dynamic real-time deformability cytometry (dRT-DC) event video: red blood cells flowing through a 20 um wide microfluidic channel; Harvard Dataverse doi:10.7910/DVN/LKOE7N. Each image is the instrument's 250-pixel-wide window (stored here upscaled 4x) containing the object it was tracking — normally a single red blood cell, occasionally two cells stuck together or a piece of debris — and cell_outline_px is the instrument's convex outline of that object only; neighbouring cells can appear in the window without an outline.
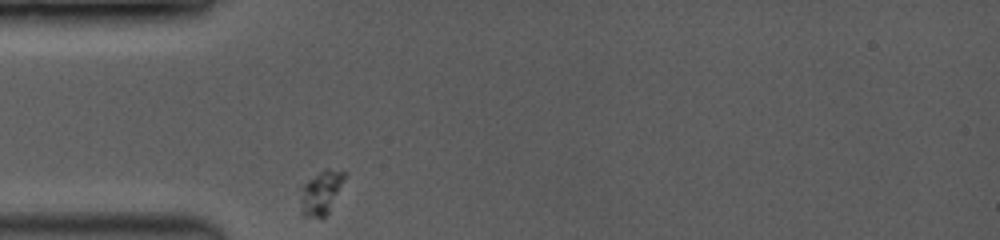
{"species": "common noctule bat (a hibernating species)", "species_latin": "Nyctalus noctula", "temperature_condition": "room temperature", "stored_images_in_passage": 33, "camera_frame_rate_fps": 3500, "um_per_image_px": 0.085, "animal": {"sex": "female", "body_mass_g": 19.0, "forearm_length_mm": 53.3}, "frame": {"image": 1, "passage_image": 1, "time_ms": 0.0, "image_size_px": [1000, 240], "cell_outline_px": [[348, 172], [324, 220], [320, 220], [300, 216], [300, 188], [308, 180], [324, 168], [328, 168]], "centroid_in_image_um": [27.25, 16.42], "position_along_channel_um": 57.8, "area_um2": 11.68}}
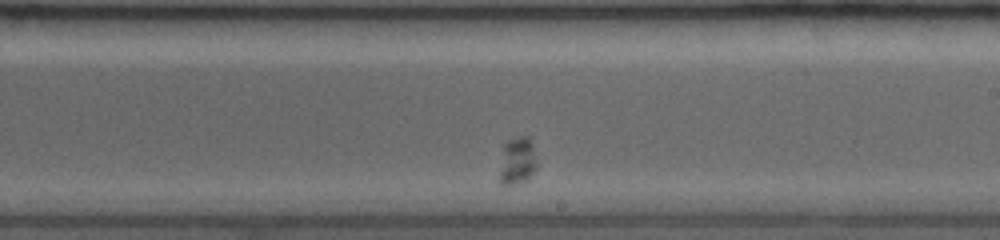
{"frame": {"image": 2, "passage_image": 19, "time_ms": 5.143, "image_size_px": [1000, 240], "cell_outline_px": [[536, 168], [528, 180], [512, 184], [500, 184], [500, 172], [504, 144], [508, 140], [520, 136], [528, 136], [532, 144], [536, 164]], "centroid_in_image_um": [43.98, 13.67], "position_along_channel_um": 245.0, "area_um2": 10.06}}
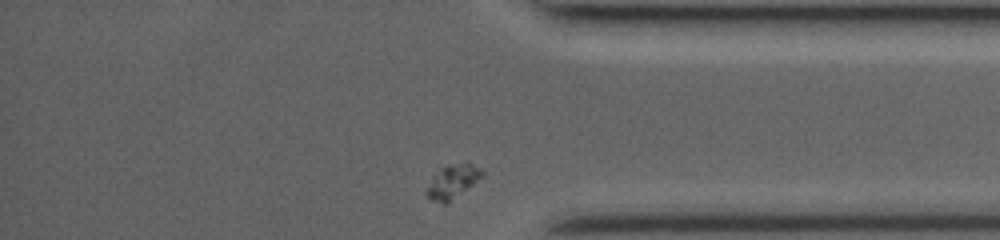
{"frame": {"image": 3, "passage_image": 33, "time_ms": 9.143, "image_size_px": [1000, 240], "cell_outline_px": [[484, 172], [472, 184], [448, 204], [444, 204], [432, 200], [428, 196], [428, 188], [432, 176], [440, 168], [448, 164], [468, 160], [480, 168]], "centroid_in_image_um": [38.48, 15.38], "position_along_channel_um": 396.7, "area_um2": 10.87}}